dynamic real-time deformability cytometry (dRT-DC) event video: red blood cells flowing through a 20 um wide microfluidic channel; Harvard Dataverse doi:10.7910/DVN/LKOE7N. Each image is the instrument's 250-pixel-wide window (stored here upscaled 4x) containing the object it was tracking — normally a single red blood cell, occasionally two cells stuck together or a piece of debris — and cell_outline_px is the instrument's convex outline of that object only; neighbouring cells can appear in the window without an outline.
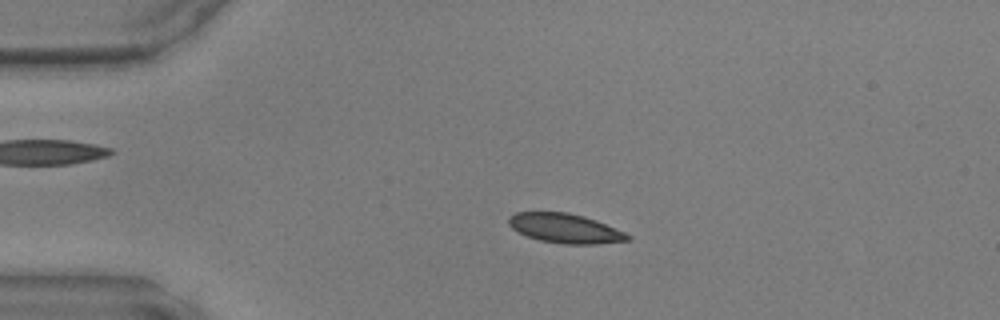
{"species": "common noctule bat (a hibernating species)", "species_latin": "Nyctalus noctula", "temperature_condition": "warm", "stored_images_in_passage": 45, "camera_frame_rate_fps": 3000, "um_per_image_px": 0.085, "animal": {"sex": "male", "body_mass_g": 17.9, "forearm_length_mm": 54.2}, "frame": {"image": 1, "passage_image": 8, "time_ms": 2.333, "image_size_px": [1000, 320], "cell_outline_px": [[632, 240], [596, 244], [564, 244], [540, 240], [528, 236], [512, 228], [508, 224], [508, 216], [516, 212], [568, 212], [584, 216], [596, 220], [624, 232], [632, 236]], "centroid_in_image_um": [48.05, 19.4], "position_along_channel_um": 37.0, "area_um2": 20.4}}
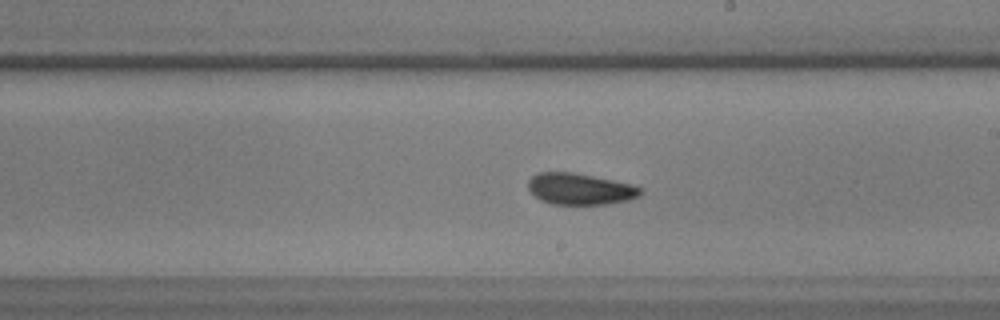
{"frame": {"image": 2, "passage_image": 25, "time_ms": 8.0, "image_size_px": [1000, 320], "cell_outline_px": [[644, 192], [640, 196], [628, 200], [608, 204], [552, 204], [540, 200], [528, 188], [528, 180], [532, 176], [540, 172], [572, 172], [632, 184], [640, 188]], "centroid_in_image_um": [49.31, 16.06], "position_along_channel_um": 239.7, "area_um2": 20.46}}
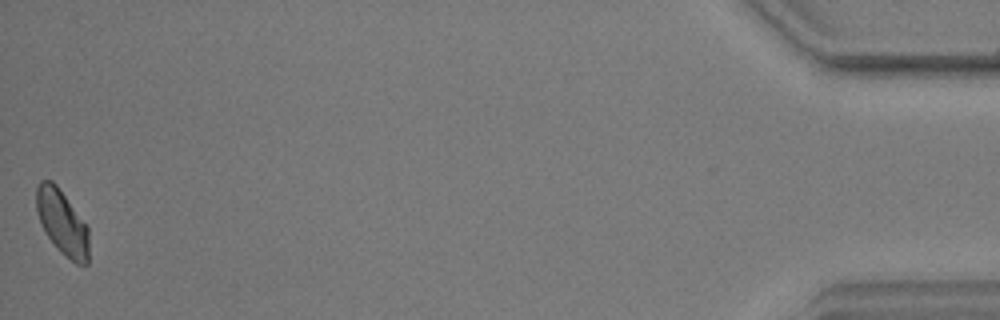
{"frame": {"image": 3, "passage_image": 45, "time_ms": 14.667, "image_size_px": [1000, 320], "cell_outline_px": [[88, 264], [76, 264], [60, 252], [56, 248], [44, 232], [40, 224], [36, 208], [36, 188], [40, 180], [52, 180], [56, 184], [88, 228]], "centroid_in_image_um": [5.25, 18.92], "position_along_channel_um": 429.9, "area_um2": 19.77}}